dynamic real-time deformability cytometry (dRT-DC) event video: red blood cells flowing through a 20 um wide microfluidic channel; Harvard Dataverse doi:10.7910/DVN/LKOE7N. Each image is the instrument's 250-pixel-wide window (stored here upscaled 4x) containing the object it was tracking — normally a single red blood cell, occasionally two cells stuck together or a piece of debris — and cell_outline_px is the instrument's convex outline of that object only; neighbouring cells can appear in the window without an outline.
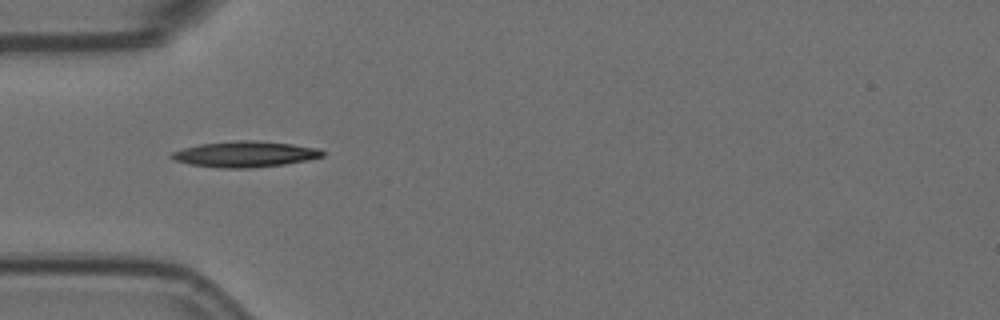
{"species": "Egyptian fruit bat (a non-hibernating species)", "species_latin": "Rousettus aegyptiacus", "temperature_condition": "room temperature", "stored_images_in_passage": 3, "camera_frame_rate_fps": 3000, "um_per_image_px": 0.085, "animal": {"sex": "female"}, "frame": {"image": 1, "passage_image": 2, "time_ms": 0.333, "image_size_px": [1000, 320], "cell_outline_px": [[324, 156], [308, 160], [284, 164], [252, 168], [220, 168], [188, 164], [172, 160], [168, 156], [172, 152], [184, 148], [200, 144], [236, 140], [252, 140], [292, 144], [320, 148], [324, 152]], "centroid_in_image_um": [20.81, 13.11], "position_along_channel_um": 64.2, "area_um2": 22.89}}
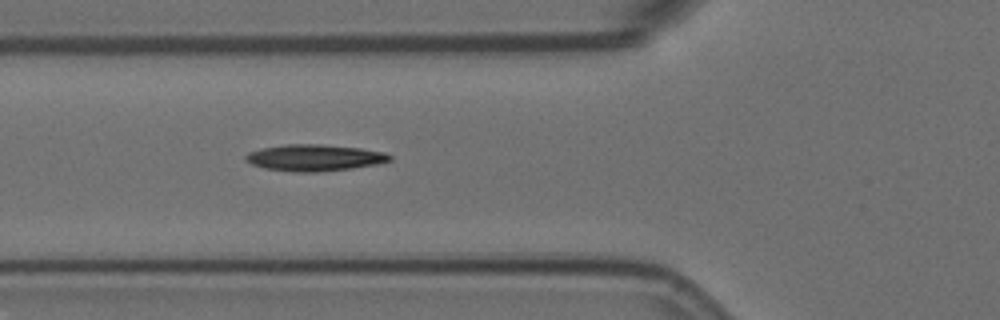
{"frame": {"image": 2, "passage_image": 3, "time_ms": 0.667, "image_size_px": [1000, 320], "cell_outline_px": [[392, 160], [376, 164], [352, 168], [316, 172], [296, 172], [264, 168], [252, 164], [244, 160], [244, 156], [248, 152], [264, 148], [288, 144], [320, 144], [360, 148], [384, 152], [392, 156]], "centroid_in_image_um": [26.72, 13.4], "position_along_channel_um": 99.1, "area_um2": 22.14}}